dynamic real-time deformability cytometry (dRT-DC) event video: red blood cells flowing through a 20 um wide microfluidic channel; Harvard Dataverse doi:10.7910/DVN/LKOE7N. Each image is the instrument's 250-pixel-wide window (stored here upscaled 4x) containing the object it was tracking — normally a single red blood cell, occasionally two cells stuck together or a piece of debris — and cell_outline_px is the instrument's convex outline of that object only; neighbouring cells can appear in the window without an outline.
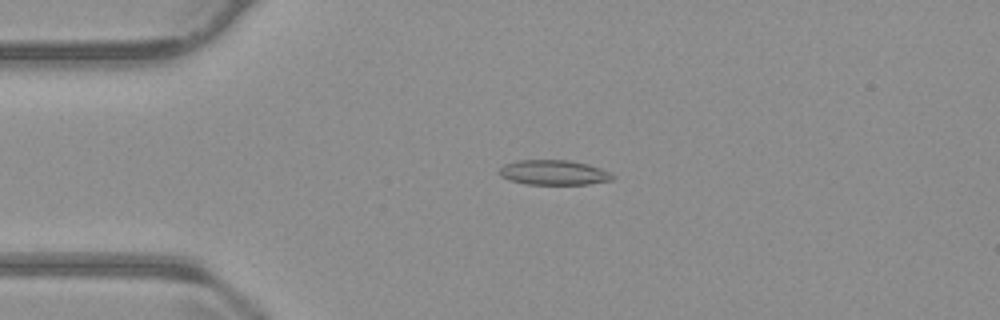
{"species": "common noctule bat (a hibernating species)", "species_latin": "Nyctalus noctula", "temperature_condition": "warm", "stored_images_in_passage": 55, "camera_frame_rate_fps": 3000, "um_per_image_px": 0.085, "animal": {"sex": "male", "body_mass_g": 23.1, "forearm_length_mm": 52.7}, "frame": {"image": 1, "passage_image": 13, "time_ms": 4.0, "image_size_px": [1000, 320], "cell_outline_px": [[616, 176], [612, 180], [588, 184], [524, 184], [508, 180], [500, 176], [496, 172], [504, 164], [516, 160], [568, 160], [588, 164], [600, 168]], "centroid_in_image_um": [47.01, 14.66], "position_along_channel_um": 38.0, "area_um2": 16.59}}
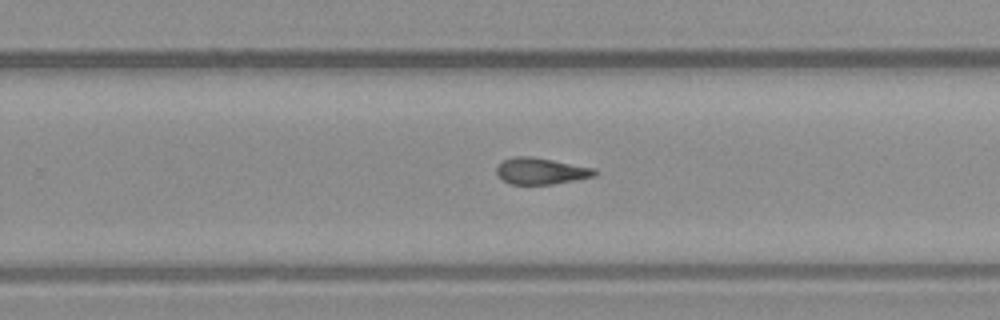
{"frame": {"image": 2, "passage_image": 35, "time_ms": 11.333, "image_size_px": [1000, 320], "cell_outline_px": [[600, 172], [596, 176], [552, 184], [508, 184], [496, 172], [496, 168], [504, 160], [512, 156], [528, 156], [552, 160], [596, 168]], "centroid_in_image_um": [46.02, 14.54], "position_along_channel_um": 283.8, "area_um2": 15.09}}
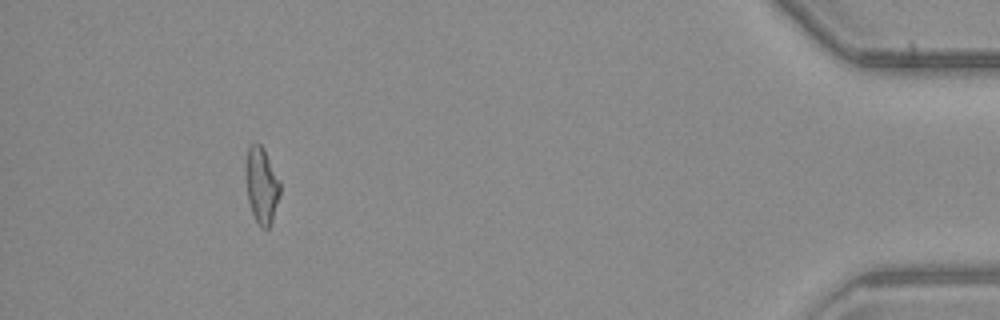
{"frame": {"image": 3, "passage_image": 51, "time_ms": 16.667, "image_size_px": [1000, 320], "cell_outline_px": [[280, 196], [272, 220], [268, 228], [260, 228], [252, 212], [248, 200], [244, 172], [244, 168], [248, 148], [256, 140], [264, 148], [280, 180]], "centroid_in_image_um": [22.22, 15.71], "position_along_channel_um": 413.0, "area_um2": 15.55}, "authors_computed_cell_mechanics": {"area_um2": 15.5482, "velocity_mm_per_s": 3.7422, "shape_relaxation_time_tau1_ms": null, "shape_relaxation_time_tau2_ms": 5.6883, "deformation_change_tau1": null, "deformation_change_tau2": 0.1474}}